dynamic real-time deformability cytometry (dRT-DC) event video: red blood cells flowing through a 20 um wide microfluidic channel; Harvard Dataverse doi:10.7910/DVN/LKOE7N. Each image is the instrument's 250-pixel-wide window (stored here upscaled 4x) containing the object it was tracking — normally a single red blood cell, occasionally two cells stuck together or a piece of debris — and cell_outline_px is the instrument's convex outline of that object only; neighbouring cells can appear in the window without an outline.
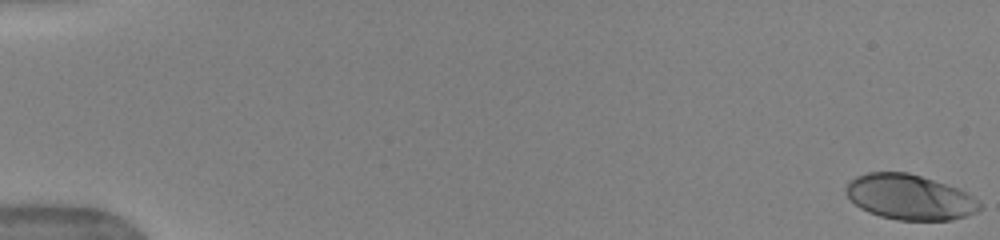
{"species": "human", "species_latin": "Homo sapiens", "temperature_condition": "warm", "stored_images_in_passage": 52, "camera_frame_rate_fps": 3000, "um_per_image_px": 0.085, "donor": {"sex": "female"}, "frame": {"image": 1, "passage_image": 1, "time_ms": 0.0, "image_size_px": [1000, 240], "cell_outline_px": [[984, 208], [976, 212], [952, 220], [896, 220], [880, 216], [868, 212], [860, 208], [844, 192], [844, 188], [848, 180], [856, 176], [868, 172], [908, 172], [960, 188], [972, 196]], "centroid_in_image_um": [77.3, 16.75], "position_along_channel_um": 7.7, "area_um2": 35.43}}
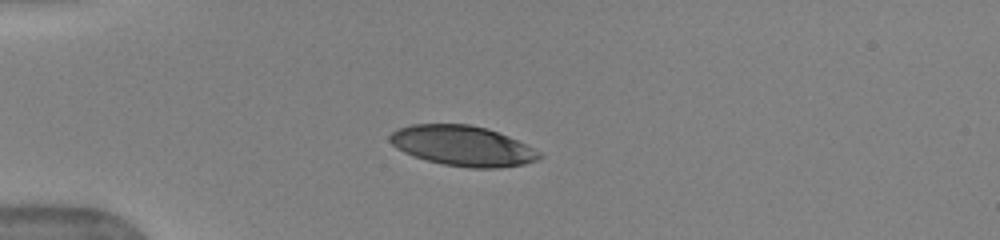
{"frame": {"image": 2, "passage_image": 15, "time_ms": 4.667, "image_size_px": [1000, 240], "cell_outline_px": [[544, 156], [536, 160], [524, 164], [500, 168], [468, 168], [444, 164], [428, 160], [404, 152], [396, 148], [388, 140], [388, 136], [392, 132], [400, 128], [412, 124], [468, 124], [488, 128], [508, 136], [540, 152]], "centroid_in_image_um": [39.32, 12.39], "position_along_channel_um": 45.7, "area_um2": 34.85}}
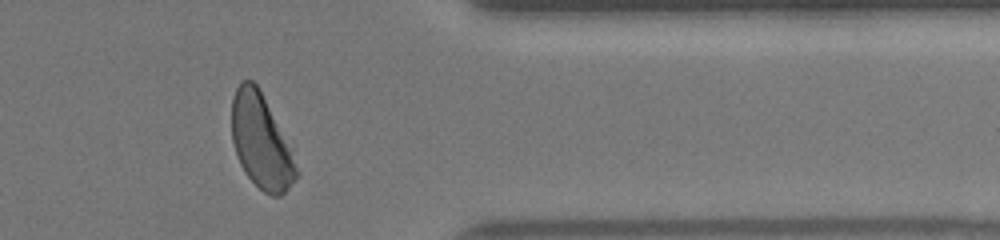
{"frame": {"image": 3, "passage_image": 44, "time_ms": 14.333, "image_size_px": [1000, 240], "cell_outline_px": [[300, 176], [280, 196], [272, 196], [264, 192], [244, 172], [240, 164], [232, 140], [232, 100], [236, 88], [240, 80], [252, 80], [260, 88], [300, 172]], "centroid_in_image_um": [22.17, 12.03], "position_along_channel_um": 389.2, "area_um2": 34.85}, "authors_computed_cell_mechanics": {"area_um2": 36.7319, "velocity_mm_per_s": 3.9391, "shape_relaxation_time_tau1_ms": 3.2936, "shape_relaxation_time_tau2_ms": null, "deformation_change_tau1": 0.1861, "deformation_change_tau2": null}}